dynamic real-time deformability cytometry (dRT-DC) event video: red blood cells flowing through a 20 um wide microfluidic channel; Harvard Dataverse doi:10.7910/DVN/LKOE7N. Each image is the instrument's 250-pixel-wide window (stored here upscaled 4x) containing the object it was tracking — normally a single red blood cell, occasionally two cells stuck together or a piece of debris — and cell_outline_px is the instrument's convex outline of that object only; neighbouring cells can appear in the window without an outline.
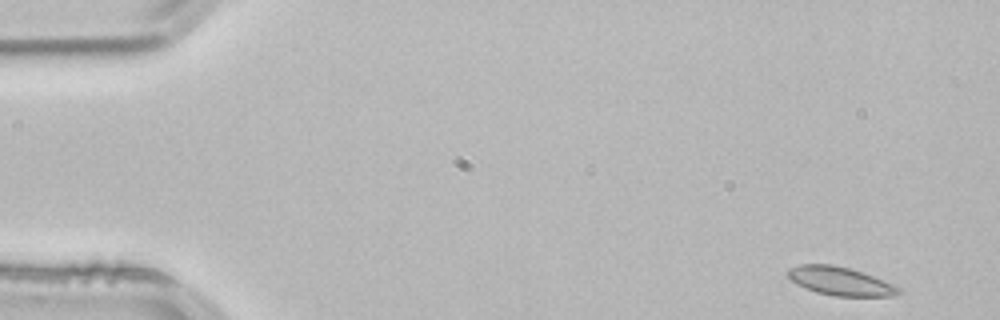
{"species": "common noctule bat (a hibernating species)", "species_latin": "Nyctalus noctula", "temperature_condition": "room temperature", "stored_images_in_passage": 51, "camera_frame_rate_fps": 3000, "um_per_image_px": 0.085, "animal": {"sex": "male", "body_mass_g": 21.5, "forearm_length_mm": 52.0}, "frame": {"image": 1, "passage_image": 1, "time_ms": 0.0, "image_size_px": [1000, 320], "cell_outline_px": [[904, 292], [892, 296], [836, 296], [816, 292], [796, 284], [788, 276], [788, 268], [800, 264], [832, 264], [848, 268], [872, 276], [892, 284], [900, 288]], "centroid_in_image_um": [71.41, 23.9], "position_along_channel_um": 13.6, "area_um2": 18.15}}
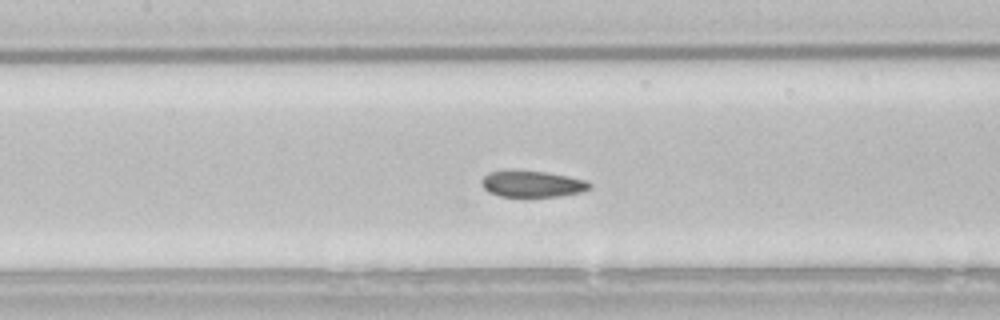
{"frame": {"image": 2, "passage_image": 22, "time_ms": 7.0, "image_size_px": [1000, 320], "cell_outline_px": [[592, 188], [580, 192], [560, 196], [500, 196], [488, 192], [484, 188], [480, 180], [488, 172], [548, 172], [568, 176], [584, 180], [592, 184]], "centroid_in_image_um": [45.27, 15.65], "position_along_channel_um": 162.1, "area_um2": 16.13}}
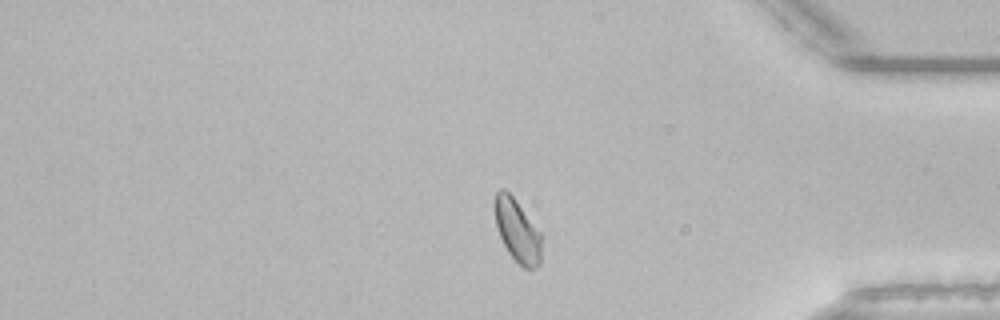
{"frame": {"image": 3, "passage_image": 42, "time_ms": 13.667, "image_size_px": [1000, 320], "cell_outline_px": [[540, 264], [532, 268], [524, 268], [508, 252], [500, 236], [496, 224], [496, 192], [500, 188], [504, 188], [516, 200], [540, 232]], "centroid_in_image_um": [43.97, 19.6], "position_along_channel_um": 391.2, "area_um2": 16.47}, "authors_computed_cell_mechanics": {"area_um2": 17.5712, "velocity_mm_per_s": 3.8128, "shape_relaxation_time_tau1_ms": null, "shape_relaxation_time_tau2_ms": 1.5261, "deformation_change_tau1": null, "deformation_change_tau2": 0.0542}}